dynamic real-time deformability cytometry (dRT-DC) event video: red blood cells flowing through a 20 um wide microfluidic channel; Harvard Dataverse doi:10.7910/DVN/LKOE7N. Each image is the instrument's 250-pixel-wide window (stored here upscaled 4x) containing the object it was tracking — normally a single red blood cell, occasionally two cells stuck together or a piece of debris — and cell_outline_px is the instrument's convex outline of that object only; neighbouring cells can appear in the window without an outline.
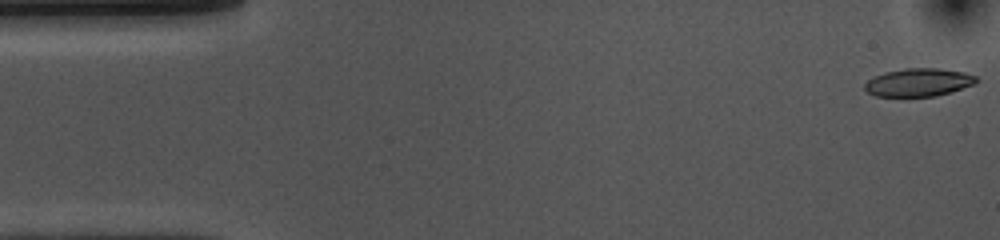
{"species": "common noctule bat (a hibernating species)", "species_latin": "Nyctalus noctula", "temperature_condition": "cold", "stored_images_in_passage": 55, "camera_frame_rate_fps": 3000, "um_per_image_px": 0.085, "animal": {"sex": "female", "body_mass_g": 10.0, "forearm_length_mm": 53.1}, "frame": {"image": 1, "passage_image": 1, "time_ms": 0.0, "image_size_px": [1000, 240], "cell_outline_px": [[980, 80], [972, 84], [936, 96], [876, 96], [868, 92], [864, 88], [864, 84], [868, 80], [884, 72], [904, 68], [936, 68], [964, 72], [976, 76]], "centroid_in_image_um": [78.05, 6.99], "position_along_channel_um": 6.9, "area_um2": 17.98}}
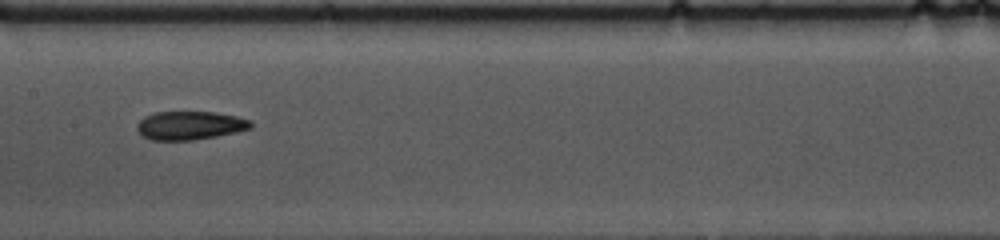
{"frame": {"image": 2, "passage_image": 26, "time_ms": 8.333, "image_size_px": [1000, 240], "cell_outline_px": [[252, 128], [236, 132], [216, 136], [192, 140], [152, 140], [144, 136], [136, 128], [136, 124], [144, 116], [156, 112], [216, 112], [236, 116], [248, 120], [252, 124]], "centroid_in_image_um": [16.13, 10.66], "position_along_channel_um": 191.3, "area_um2": 18.79}}
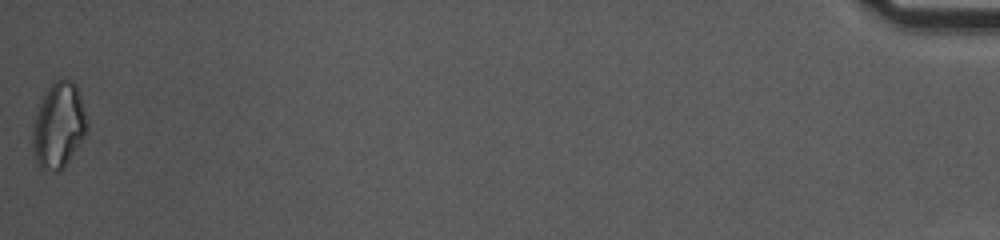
{"frame": {"image": 3, "passage_image": 55, "time_ms": 18.0, "image_size_px": [1000, 240], "cell_outline_px": [[88, 124], [84, 136], [64, 168], [60, 172], [56, 172], [40, 168], [36, 164], [32, 148], [32, 128], [36, 112], [40, 100], [48, 88], [60, 76], [68, 76], [76, 84], [88, 120]], "centroid_in_image_um": [4.97, 10.64], "position_along_channel_um": 430.2, "area_um2": 27.63}, "authors_computed_cell_mechanics": {"area_um2": 19.074, "velocity_mm_per_s": 3.5514, "shape_relaxation_time_tau1_ms": 6.0813, "shape_relaxation_time_tau2_ms": 5.6906, "deformation_change_tau1": 0.1548, "deformation_change_tau2": 0.1325}}